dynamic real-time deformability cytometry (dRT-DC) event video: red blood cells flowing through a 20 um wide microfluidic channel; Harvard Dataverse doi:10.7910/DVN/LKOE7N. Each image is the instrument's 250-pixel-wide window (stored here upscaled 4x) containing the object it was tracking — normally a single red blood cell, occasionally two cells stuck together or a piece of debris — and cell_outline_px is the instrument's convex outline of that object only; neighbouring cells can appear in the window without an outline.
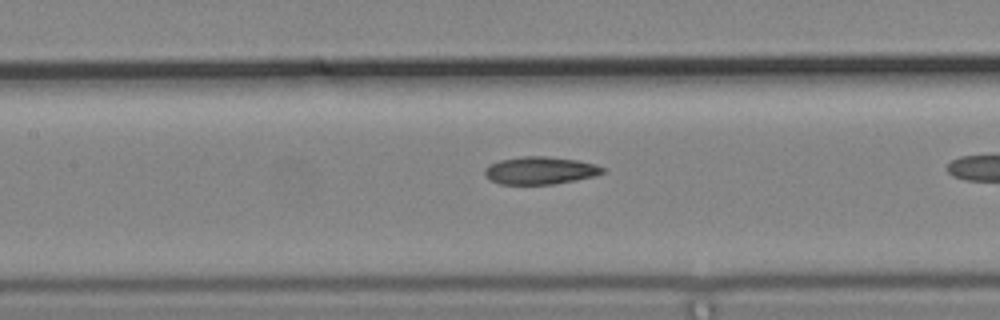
{"species": "common noctule bat (a hibernating species)", "species_latin": "Nyctalus noctula", "temperature_condition": "cold", "stored_images_in_passage": 9, "camera_frame_rate_fps": 3000, "um_per_image_px": 0.085, "animal": {"sex": "male", "body_mass_g": 19.2, "forearm_length_mm": 51.8}, "frame": {"image": 1, "passage_image": 8, "time_ms": 2.333, "image_size_px": [1000, 320], "cell_outline_px": [[608, 168], [604, 172], [596, 176], [576, 180], [552, 184], [500, 184], [484, 176], [484, 168], [488, 164], [500, 160], [524, 156], [544, 156], [576, 160], [596, 164]], "centroid_in_image_um": [45.93, 14.49], "position_along_channel_um": 161.5, "area_um2": 19.07}}